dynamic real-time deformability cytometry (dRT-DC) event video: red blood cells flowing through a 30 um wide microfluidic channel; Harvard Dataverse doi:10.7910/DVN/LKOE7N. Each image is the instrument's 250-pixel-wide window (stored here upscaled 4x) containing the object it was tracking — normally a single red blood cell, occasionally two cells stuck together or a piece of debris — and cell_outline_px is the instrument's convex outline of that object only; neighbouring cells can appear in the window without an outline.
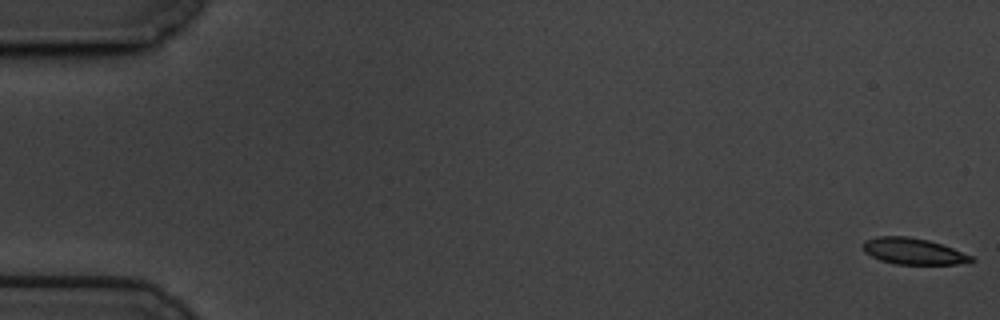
{"species": "common noctule bat (a hibernating species)", "species_latin": "Nyctalus noctula", "temperature_condition": "cold", "stored_images_in_passage": 17, "camera_frame_rate_fps": 3000, "um_per_image_px": 0.085, "animal": {"sex": "male", "body_mass_g": 19.5, "forearm_length_mm": 54.6}, "frame": {"image": 1, "passage_image": 1, "time_ms": 0.0, "image_size_px": [1000, 320], "cell_outline_px": [[976, 260], [956, 264], [896, 264], [880, 260], [864, 252], [860, 248], [860, 244], [864, 240], [876, 236], [908, 236], [928, 240], [952, 248], [972, 256]], "centroid_in_image_um": [77.54, 21.34], "position_along_channel_um": 7.5, "area_um2": 16.65}}